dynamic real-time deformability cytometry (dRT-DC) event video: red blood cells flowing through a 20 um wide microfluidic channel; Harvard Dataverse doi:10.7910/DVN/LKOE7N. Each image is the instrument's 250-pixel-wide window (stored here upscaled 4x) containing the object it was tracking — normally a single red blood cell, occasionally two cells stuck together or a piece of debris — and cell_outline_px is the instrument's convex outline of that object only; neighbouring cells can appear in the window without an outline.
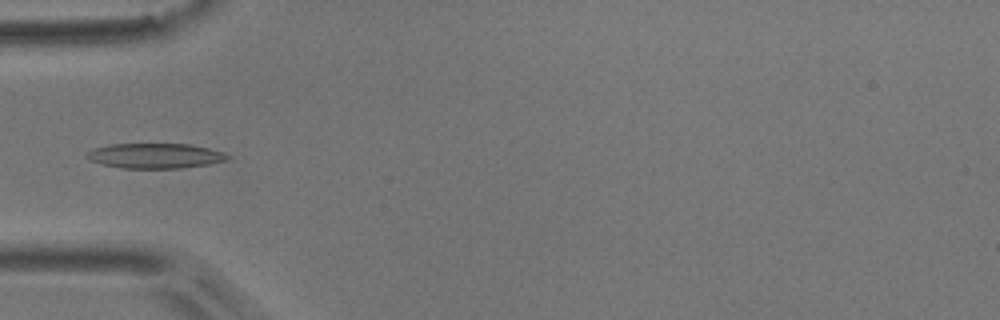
{"species": "common noctule bat (a hibernating species)", "species_latin": "Nyctalus noctula", "temperature_condition": "room temperature", "stored_images_in_passage": 6, "camera_frame_rate_fps": 3000, "um_per_image_px": 0.085, "animal": {"sex": "male", "body_mass_g": 17.9}, "frame": {"image": 1, "passage_image": 6, "time_ms": 1.667, "image_size_px": [1000, 320], "cell_outline_px": [[232, 156], [228, 160], [208, 164], [180, 168], [124, 168], [104, 164], [88, 160], [84, 156], [92, 148], [108, 144], [188, 144], [208, 148], [224, 152]], "centroid_in_image_um": [13.18, 13.24], "position_along_channel_um": 71.8, "area_um2": 20.58}}